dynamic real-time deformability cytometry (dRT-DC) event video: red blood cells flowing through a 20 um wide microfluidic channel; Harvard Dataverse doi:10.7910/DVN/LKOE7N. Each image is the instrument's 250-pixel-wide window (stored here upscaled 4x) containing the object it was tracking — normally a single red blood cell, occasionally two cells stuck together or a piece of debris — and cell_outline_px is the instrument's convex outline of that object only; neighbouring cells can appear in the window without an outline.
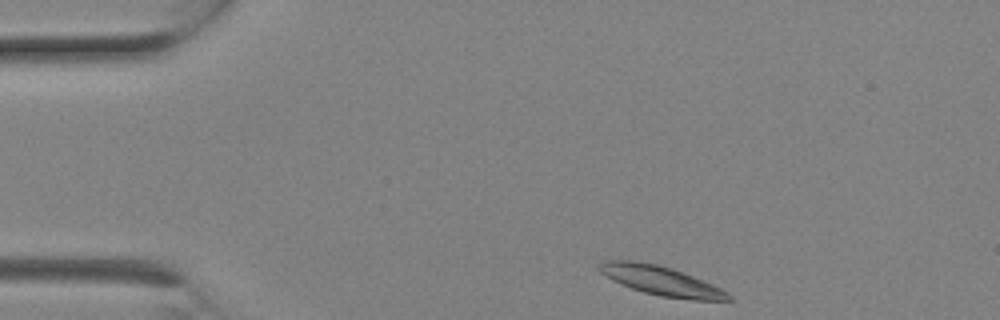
{"species": "Egyptian fruit bat (a non-hibernating species)", "species_latin": "Rousettus aegyptiacus", "temperature_condition": "room temperature", "stored_images_in_passage": 2, "camera_frame_rate_fps": 3000, "um_per_image_px": 0.085, "animal": {"sex": "female"}, "frame": {"image": 1, "passage_image": 1, "time_ms": 0.0, "image_size_px": [1000, 320], "cell_outline_px": [[732, 300], [692, 300], [660, 296], [644, 292], [632, 288], [600, 272], [596, 268], [596, 264], [604, 260], [636, 260], [656, 264], [672, 268], [684, 272], [704, 280], [728, 292], [732, 296]], "centroid_in_image_um": [56.22, 23.84], "position_along_channel_um": 28.8, "area_um2": 22.02}}
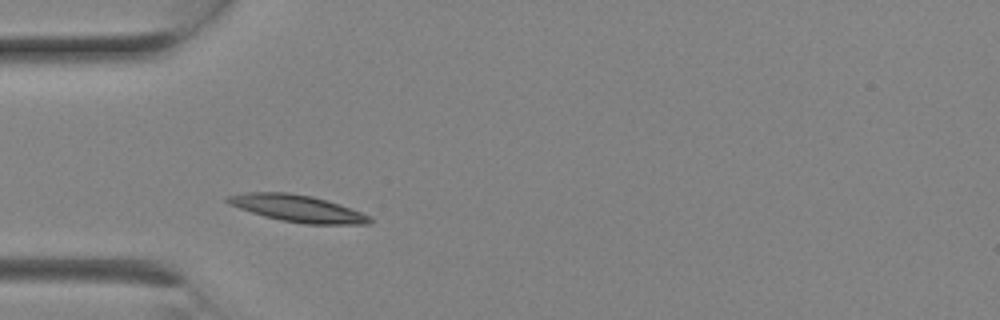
{"frame": {"image": 2, "passage_image": 2, "time_ms": 0.333, "image_size_px": [1000, 320], "cell_outline_px": [[372, 220], [368, 224], [304, 224], [280, 220], [264, 216], [228, 204], [224, 200], [224, 196], [244, 192], [288, 192], [312, 196], [328, 200], [352, 208], [368, 216]], "centroid_in_image_um": [25.24, 17.7], "position_along_channel_um": 59.8, "area_um2": 22.37}}